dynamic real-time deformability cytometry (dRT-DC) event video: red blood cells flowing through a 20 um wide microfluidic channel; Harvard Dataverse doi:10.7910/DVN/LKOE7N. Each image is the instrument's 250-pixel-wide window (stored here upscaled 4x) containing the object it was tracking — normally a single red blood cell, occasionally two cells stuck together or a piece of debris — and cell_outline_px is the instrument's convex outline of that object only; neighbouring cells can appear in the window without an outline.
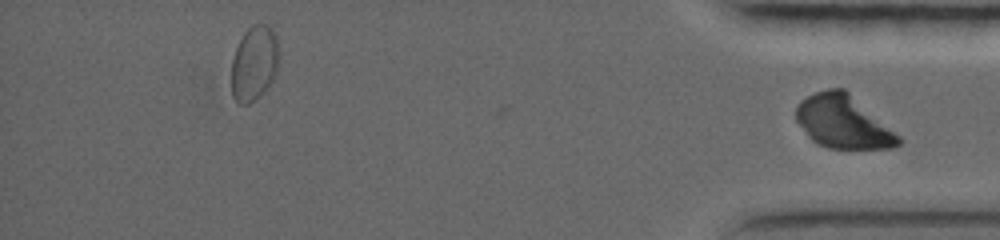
{"species": "common noctule bat (a hibernating species)", "species_latin": "Nyctalus noctula", "temperature_condition": "warm", "stored_images_in_passage": 33, "segment_of_instrument_passage": [2, 2], "camera_frame_rate_fps": 5000, "um_per_image_px": 0.085, "animal": {"sex": "female", "body_mass_g": 19.0, "forearm_length_mm": 56.7}, "frame": {"image": 1, "passage_image": 33, "time_ms": 11.6, "image_size_px": [1000, 240], "cell_outline_px": [[900, 144], [892, 148], [828, 148], [816, 144], [808, 136], [796, 120], [796, 104], [800, 100], [816, 92], [828, 88], [844, 88], [900, 136]], "centroid_in_image_um": [71.64, 10.36], "position_along_channel_um": 363.6, "area_um2": 31.39}}